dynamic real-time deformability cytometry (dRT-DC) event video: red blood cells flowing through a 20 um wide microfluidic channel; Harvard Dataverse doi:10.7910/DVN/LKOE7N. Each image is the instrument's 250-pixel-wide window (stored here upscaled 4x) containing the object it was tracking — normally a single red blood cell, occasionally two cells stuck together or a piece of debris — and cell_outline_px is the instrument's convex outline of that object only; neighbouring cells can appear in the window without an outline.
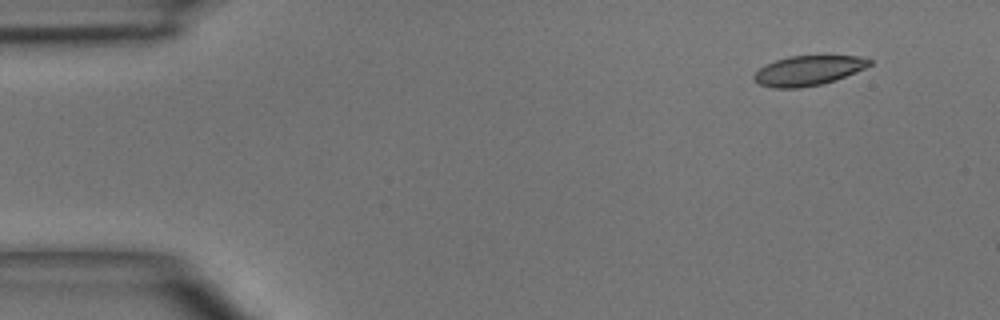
{"species": "common noctule bat (a hibernating species)", "species_latin": "Nyctalus noctula", "temperature_condition": "room temperature", "stored_images_in_passage": 6, "camera_frame_rate_fps": 3000, "um_per_image_px": 0.085, "animal": {"sex": "male", "body_mass_g": 15.6}, "frame": {"image": 1, "passage_image": 1, "time_ms": 0.0, "image_size_px": [1000, 320], "cell_outline_px": [[872, 64], [864, 68], [836, 80], [820, 84], [800, 88], [772, 88], [760, 84], [752, 76], [764, 64], [788, 56], [860, 56], [872, 60]], "centroid_in_image_um": [68.69, 5.99], "position_along_channel_um": 16.3, "area_um2": 19.94}}
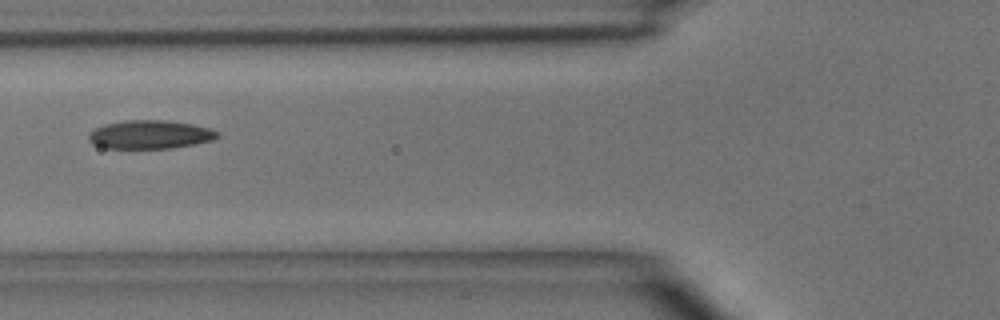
{"frame": {"image": 2, "passage_image": 5, "time_ms": 4.667, "image_size_px": [1000, 320], "cell_outline_px": [[220, 136], [212, 140], [196, 144], [172, 148], [104, 148], [92, 144], [88, 140], [88, 132], [104, 124], [124, 120], [168, 120], [192, 124], [212, 128], [220, 132]], "centroid_in_image_um": [12.76, 11.43], "position_along_channel_um": 113.0, "area_um2": 21.73}}